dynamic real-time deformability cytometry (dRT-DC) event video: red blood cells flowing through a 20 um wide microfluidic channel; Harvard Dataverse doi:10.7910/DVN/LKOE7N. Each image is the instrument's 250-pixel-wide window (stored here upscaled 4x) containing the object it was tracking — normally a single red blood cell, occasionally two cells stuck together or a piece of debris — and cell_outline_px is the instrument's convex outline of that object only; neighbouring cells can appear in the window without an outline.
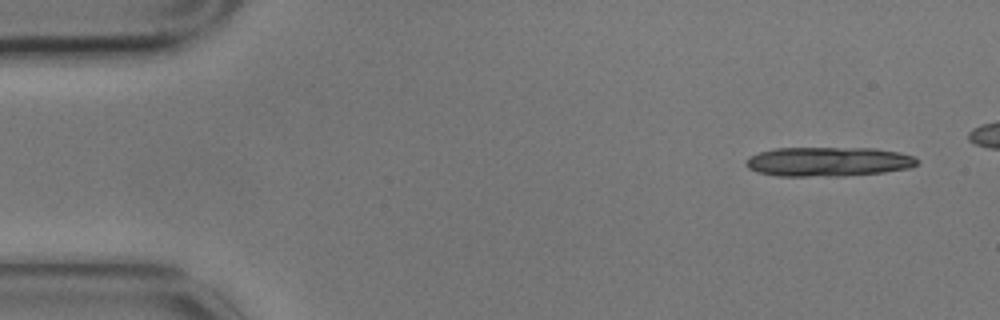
{"species": "common noctule bat (a hibernating species)", "species_latin": "Nyctalus noctula", "temperature_condition": "cold", "stored_images_in_passage": 5, "camera_frame_rate_fps": 3000, "um_per_image_px": 0.085, "animal": {"sex": "male", "body_mass_g": 17.9}, "frame": {"image": 1, "passage_image": 1, "time_ms": 0.0, "image_size_px": [1000, 320], "cell_outline_px": [[920, 160], [912, 168], [884, 172], [844, 176], [776, 176], [756, 172], [748, 168], [744, 164], [748, 156], [760, 152], [776, 148], [872, 148], [896, 152], [912, 156]], "centroid_in_image_um": [70.37, 13.75], "position_along_channel_um": 14.6, "area_um2": 29.48}}